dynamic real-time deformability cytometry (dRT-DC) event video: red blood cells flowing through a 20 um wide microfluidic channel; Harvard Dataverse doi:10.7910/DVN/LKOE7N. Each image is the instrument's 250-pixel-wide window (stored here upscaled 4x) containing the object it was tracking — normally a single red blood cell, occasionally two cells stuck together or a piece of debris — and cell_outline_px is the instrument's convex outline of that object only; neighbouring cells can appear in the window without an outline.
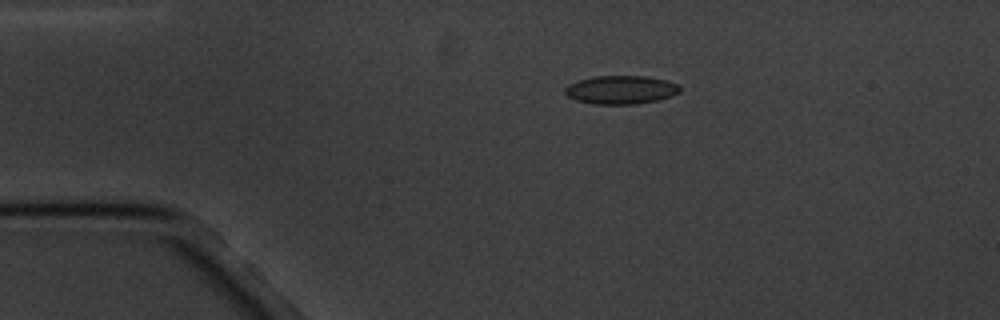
{"species": "common noctule bat (a hibernating species)", "species_latin": "Nyctalus noctula", "temperature_condition": "cold", "stored_images_in_passage": 7, "camera_frame_rate_fps": 3000, "um_per_image_px": 0.085, "animal": {"sex": "male", "body_mass_g": 20.1, "forearm_length_mm": 53.5}, "frame": {"image": 1, "passage_image": 4, "time_ms": 3.333, "image_size_px": [1000, 320], "cell_outline_px": [[680, 92], [672, 96], [656, 100], [636, 104], [592, 104], [576, 100], [568, 96], [564, 92], [564, 88], [568, 84], [580, 80], [596, 76], [644, 76], [664, 80], [676, 84], [680, 88]], "centroid_in_image_um": [52.75, 7.64], "position_along_channel_um": 32.3, "area_um2": 18.9}}
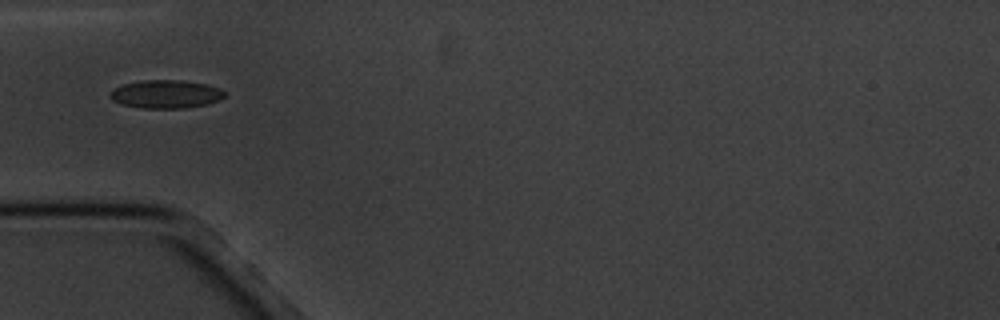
{"frame": {"image": 2, "passage_image": 6, "time_ms": 5.667, "image_size_px": [1000, 320], "cell_outline_px": [[224, 96], [220, 100], [204, 104], [184, 108], [140, 108], [120, 104], [112, 100], [108, 96], [116, 88], [124, 84], [144, 80], [180, 80], [208, 84], [220, 88], [224, 92]], "centroid_in_image_um": [14.09, 8.0], "position_along_channel_um": 70.9, "area_um2": 18.73}}
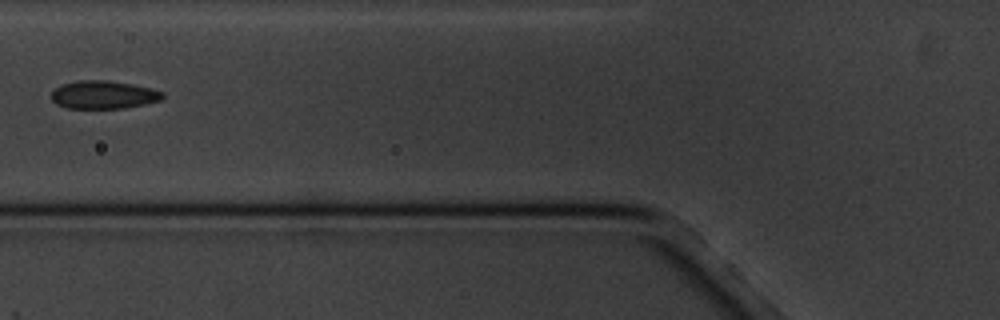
{"frame": {"image": 3, "passage_image": 7, "time_ms": 7.0, "image_size_px": [1000, 320], "cell_outline_px": [[164, 96], [160, 100], [144, 104], [124, 108], [68, 108], [56, 104], [52, 100], [52, 92], [56, 88], [64, 84], [80, 80], [108, 80], [152, 88], [164, 92]], "centroid_in_image_um": [8.82, 8.05], "position_along_channel_um": 117.0, "area_um2": 18.03}}